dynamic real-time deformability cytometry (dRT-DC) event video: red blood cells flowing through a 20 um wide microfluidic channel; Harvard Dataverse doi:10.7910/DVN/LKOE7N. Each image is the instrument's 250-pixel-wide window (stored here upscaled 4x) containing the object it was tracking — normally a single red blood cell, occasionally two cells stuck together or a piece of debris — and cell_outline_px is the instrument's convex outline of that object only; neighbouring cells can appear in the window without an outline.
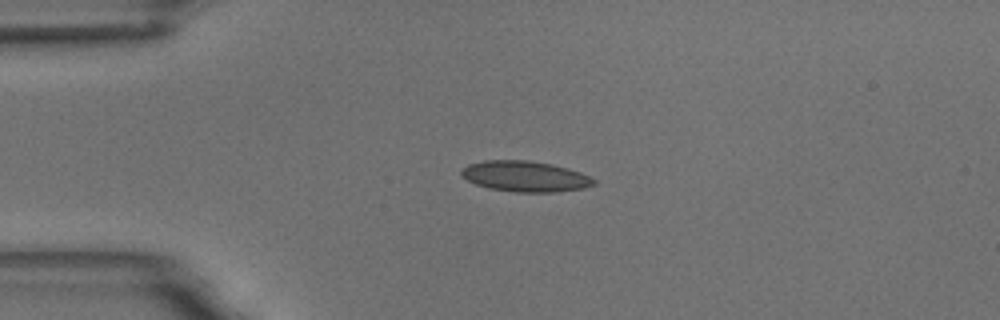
{"species": "common noctule bat (a hibernating species)", "species_latin": "Nyctalus noctula", "temperature_condition": "room temperature", "stored_images_in_passage": 45, "camera_frame_rate_fps": 3000, "um_per_image_px": 0.085, "animal": {"sex": "male", "body_mass_g": 18.8}, "frame": {"image": 1, "passage_image": 1, "time_ms": 0.0, "image_size_px": [1000, 320], "cell_outline_px": [[596, 184], [584, 188], [556, 192], [516, 192], [488, 188], [476, 184], [468, 180], [460, 172], [468, 164], [484, 160], [528, 160], [552, 164], [568, 168], [580, 172], [596, 180]], "centroid_in_image_um": [44.66, 14.99], "position_along_channel_um": 40.3, "area_um2": 23.64}}
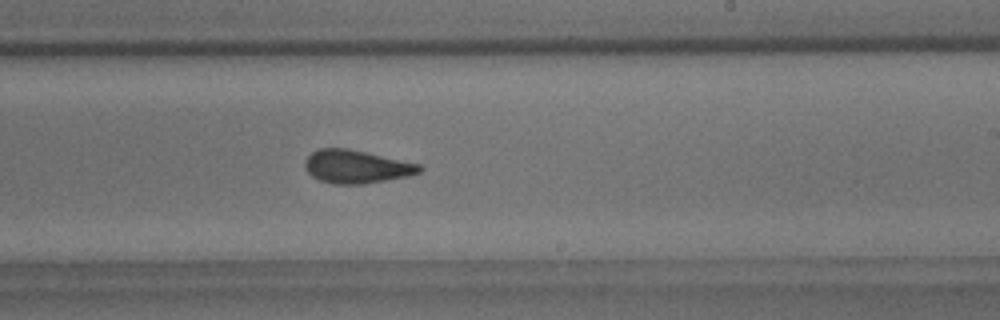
{"frame": {"image": 2, "passage_image": 22, "time_ms": 7.0, "image_size_px": [1000, 320], "cell_outline_px": [[424, 168], [420, 172], [408, 176], [364, 184], [332, 184], [320, 180], [312, 176], [304, 168], [304, 160], [312, 152], [320, 148], [348, 148], [420, 164]], "centroid_in_image_um": [30.28, 14.16], "position_along_channel_um": 258.7, "area_um2": 22.2}}
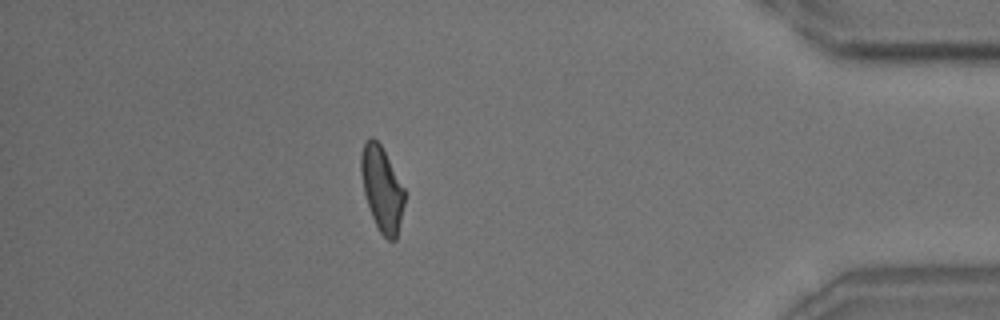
{"frame": {"image": 3, "passage_image": 38, "time_ms": 12.333, "image_size_px": [1000, 320], "cell_outline_px": [[404, 204], [396, 240], [388, 240], [380, 232], [372, 216], [364, 192], [360, 172], [360, 156], [364, 144], [368, 136], [372, 136], [380, 144], [404, 188]], "centroid_in_image_um": [32.44, 16.03], "position_along_channel_um": 402.8, "area_um2": 21.15}, "authors_computed_cell_mechanics": {"area_um2": 22.3108, "velocity_mm_per_s": 3.4894, "shape_relaxation_time_tau1_ms": 4.1027, "shape_relaxation_time_tau2_ms": 1.3784, "deformation_change_tau1": 0.1208, "deformation_change_tau2": 0.0634}}